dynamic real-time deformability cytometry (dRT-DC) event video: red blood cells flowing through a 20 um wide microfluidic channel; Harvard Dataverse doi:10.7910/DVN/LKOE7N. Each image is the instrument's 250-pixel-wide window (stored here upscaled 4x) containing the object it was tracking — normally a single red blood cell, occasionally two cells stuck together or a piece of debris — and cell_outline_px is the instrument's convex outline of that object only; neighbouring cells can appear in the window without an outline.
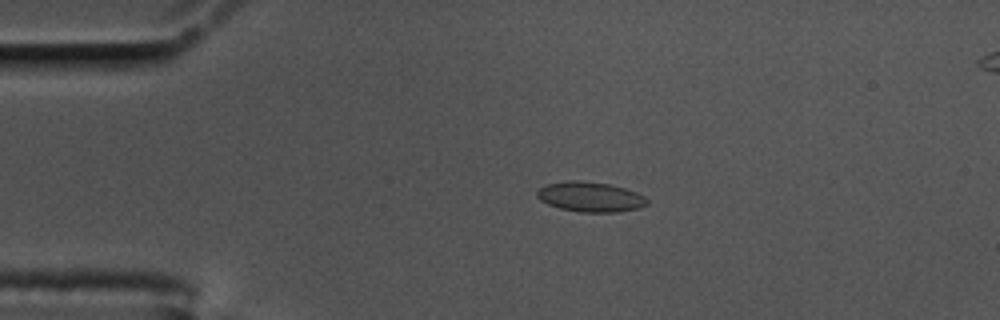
{"species": "common noctule bat (a hibernating species)", "species_latin": "Nyctalus noctula", "temperature_condition": "cold", "stored_images_in_passage": 58, "camera_frame_rate_fps": 3000, "um_per_image_px": 0.085, "animal": {"sex": "male", "body_mass_g": 17.5, "forearm_length_mm": 52.3}, "frame": {"image": 1, "passage_image": 12, "time_ms": 3.667, "image_size_px": [1000, 320], "cell_outline_px": [[648, 204], [640, 208], [616, 212], [580, 212], [560, 208], [548, 204], [540, 200], [536, 196], [536, 192], [540, 188], [548, 184], [568, 180], [580, 180], [608, 184], [624, 188], [636, 192], [644, 196], [648, 200]], "centroid_in_image_um": [50.18, 16.73], "position_along_channel_um": 34.8, "area_um2": 19.19}}
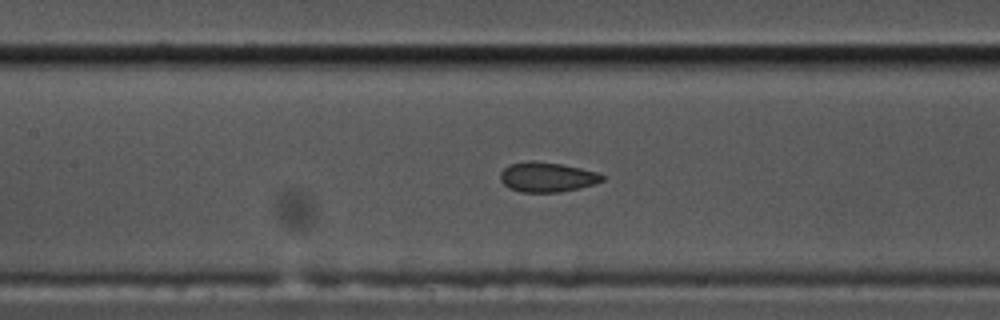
{"frame": {"image": 2, "passage_image": 26, "time_ms": 8.333, "image_size_px": [1000, 320], "cell_outline_px": [[604, 180], [580, 188], [560, 192], [520, 192], [508, 188], [500, 180], [500, 172], [504, 168], [512, 164], [528, 160], [532, 160], [560, 164], [580, 168], [596, 172], [604, 176]], "centroid_in_image_um": [46.47, 15.05], "position_along_channel_um": 160.9, "area_um2": 17.63}}
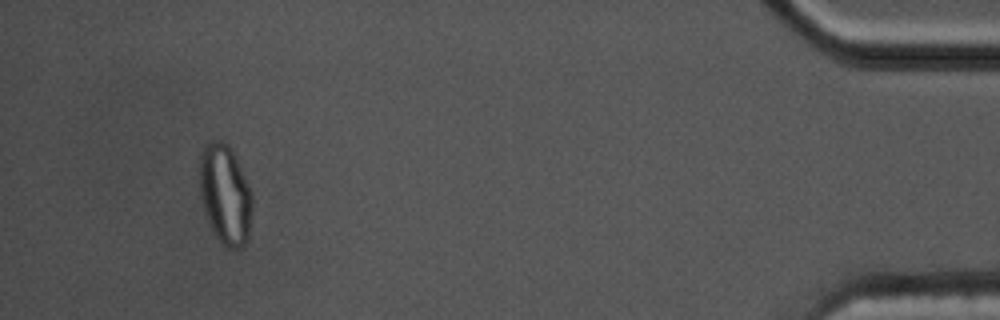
{"frame": {"image": 3, "passage_image": 54, "time_ms": 17.667, "image_size_px": [1000, 320], "cell_outline_px": [[252, 212], [248, 240], [244, 248], [228, 248], [216, 236], [208, 220], [200, 196], [200, 152], [208, 140], [220, 140], [228, 144], [232, 148], [252, 192]], "centroid_in_image_um": [19.16, 16.5], "position_along_channel_um": 416.0, "area_um2": 30.87}}